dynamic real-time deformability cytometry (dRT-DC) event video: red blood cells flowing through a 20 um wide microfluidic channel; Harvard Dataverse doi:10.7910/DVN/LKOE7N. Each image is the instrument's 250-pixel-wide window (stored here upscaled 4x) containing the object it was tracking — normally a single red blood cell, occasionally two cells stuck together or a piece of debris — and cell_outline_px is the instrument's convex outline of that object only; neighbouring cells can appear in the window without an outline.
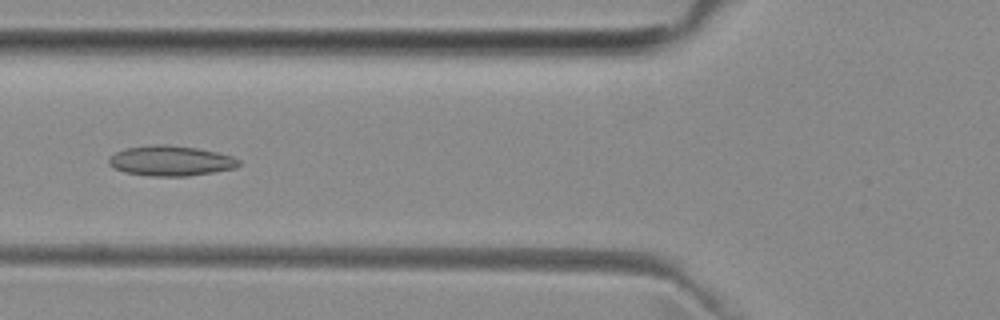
{"species": "common noctule bat (a hibernating species)", "species_latin": "Nyctalus noctula", "temperature_condition": "room temperature", "stored_images_in_passage": 36, "camera_frame_rate_fps": 3000, "um_per_image_px": 0.085, "animal": {"sex": "female", "body_mass_g": 29.2, "forearm_length_mm": 56.3}, "frame": {"image": 1, "passage_image": 6, "time_ms": 1.667, "image_size_px": [1000, 320], "cell_outline_px": [[240, 164], [236, 168], [188, 176], [148, 176], [124, 172], [112, 168], [108, 164], [108, 160], [116, 152], [128, 148], [156, 144], [168, 144], [196, 148], [216, 152], [232, 156], [240, 160]], "centroid_in_image_um": [14.5, 13.67], "position_along_channel_um": 111.3, "area_um2": 22.83}}
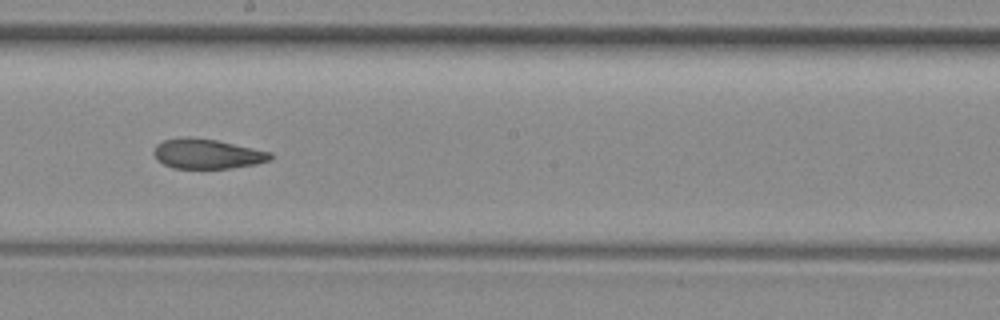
{"frame": {"image": 2, "passage_image": 15, "time_ms": 4.667, "image_size_px": [1000, 320], "cell_outline_px": [[272, 160], [256, 164], [232, 168], [172, 168], [156, 160], [152, 152], [156, 144], [164, 140], [184, 136], [188, 136], [216, 140], [272, 152]], "centroid_in_image_um": [17.58, 13.07], "position_along_channel_um": 230.6, "area_um2": 20.46}}
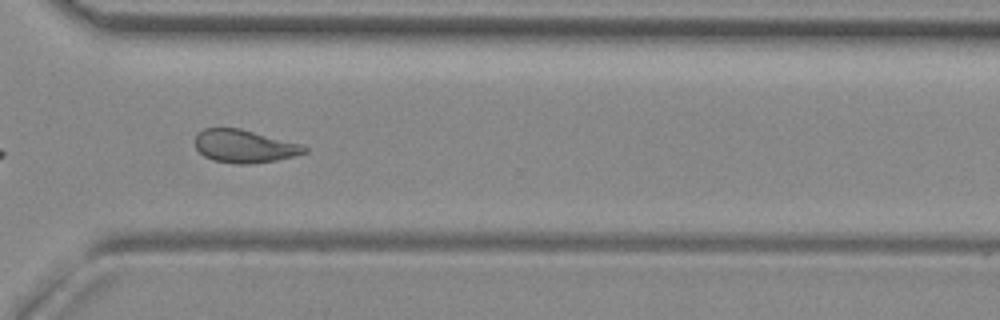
{"frame": {"image": 3, "passage_image": 24, "time_ms": 7.667, "image_size_px": [1000, 320], "cell_outline_px": [[308, 152], [296, 156], [276, 160], [248, 164], [236, 164], [212, 160], [204, 156], [196, 148], [196, 132], [204, 128], [240, 128], [300, 144], [308, 148]], "centroid_in_image_um": [20.76, 12.43], "position_along_channel_um": 349.8, "area_um2": 20.98}, "authors_computed_cell_mechanics": {"area_um2": 21.2126, "velocity_mm_per_s": 3.9735, "shape_relaxation_time_tau1_ms": null, "shape_relaxation_time_tau2_ms": 3.3835, "deformation_change_tau1": null, "deformation_change_tau2": 0.1048}}